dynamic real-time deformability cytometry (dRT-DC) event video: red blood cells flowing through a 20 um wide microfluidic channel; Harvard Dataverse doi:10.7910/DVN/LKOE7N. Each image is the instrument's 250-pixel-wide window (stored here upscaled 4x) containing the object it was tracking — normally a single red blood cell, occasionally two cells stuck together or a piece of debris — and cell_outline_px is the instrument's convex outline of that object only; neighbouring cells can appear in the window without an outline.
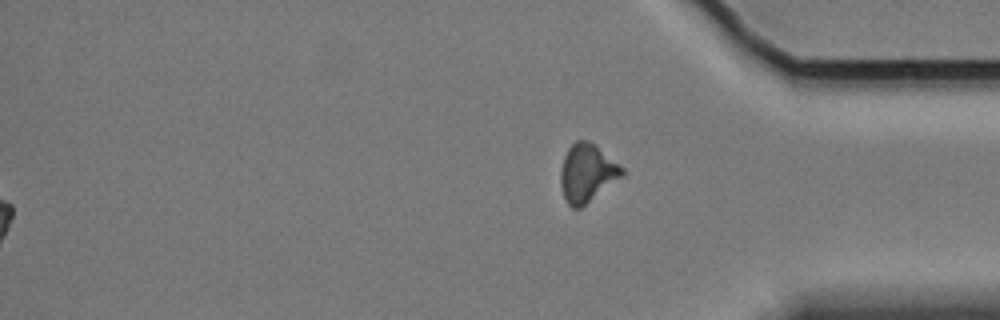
{"species": "Egyptian fruit bat (a non-hibernating species)", "species_latin": "Rousettus aegyptiacus", "temperature_condition": "cold", "stored_images_in_passage": 60, "segment_of_instrument_passage": [2, 2], "camera_frame_rate_fps": 3000, "um_per_image_px": 0.085, "animal": {"sex": "female"}, "frame": {"image": 1, "passage_image": 60, "time_ms": 19.667, "image_size_px": [1000, 320], "cell_outline_px": [[624, 176], [580, 208], [572, 208], [568, 204], [564, 196], [560, 184], [560, 168], [564, 156], [568, 148], [576, 140], [588, 140], [596, 144], [624, 168]], "centroid_in_image_um": [49.91, 14.69], "position_along_channel_um": 385.3, "area_um2": 20.98}}